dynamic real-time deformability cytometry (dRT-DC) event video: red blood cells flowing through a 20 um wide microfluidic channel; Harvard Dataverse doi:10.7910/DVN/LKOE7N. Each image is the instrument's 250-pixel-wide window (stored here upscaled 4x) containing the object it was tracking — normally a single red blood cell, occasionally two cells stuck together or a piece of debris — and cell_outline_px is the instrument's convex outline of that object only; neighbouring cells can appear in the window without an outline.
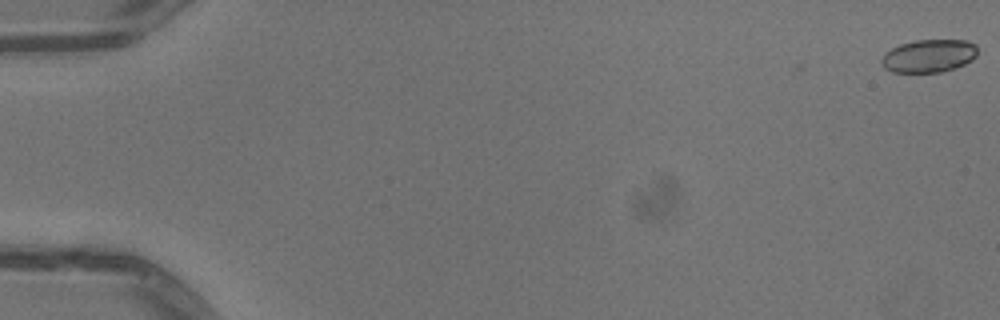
{"species": "common noctule bat (a hibernating species)", "species_latin": "Nyctalus noctula", "temperature_condition": "warm", "stored_images_in_passage": 52, "camera_frame_rate_fps": 3000, "um_per_image_px": 0.085, "animal": {"sex": "male", "body_mass_g": 13.3}, "frame": {"image": 1, "passage_image": 1, "time_ms": 0.0, "image_size_px": [1000, 320], "cell_outline_px": [[976, 56], [972, 60], [956, 68], [940, 72], [892, 72], [884, 68], [880, 64], [880, 60], [884, 52], [900, 44], [916, 40], [968, 40], [976, 44]], "centroid_in_image_um": [78.93, 4.75], "position_along_channel_um": 6.1, "area_um2": 18.61}}
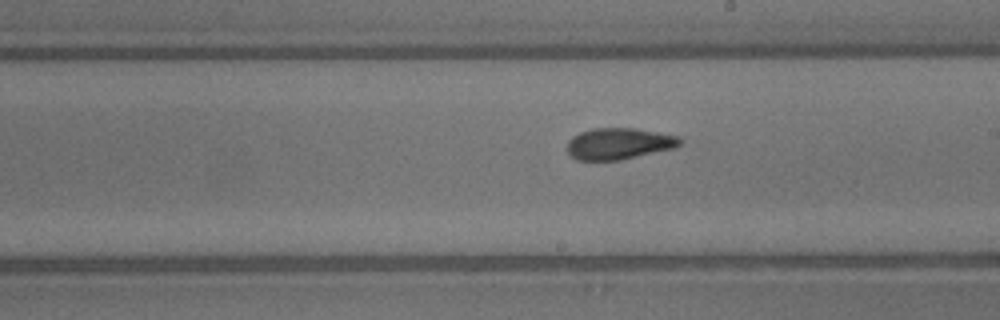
{"frame": {"image": 2, "passage_image": 31, "time_ms": 10.0, "image_size_px": [1000, 320], "cell_outline_px": [[684, 140], [676, 148], [620, 160], [576, 160], [568, 152], [568, 140], [572, 136], [580, 132], [592, 128], [636, 128], [680, 136]], "centroid_in_image_um": [52.64, 12.2], "position_along_channel_um": 236.4, "area_um2": 20.87}}
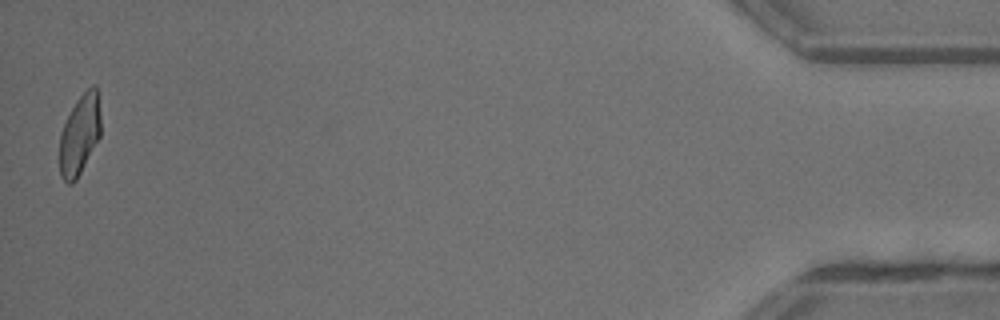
{"frame": {"image": 3, "passage_image": 52, "time_ms": 17.0, "image_size_px": [1000, 320], "cell_outline_px": [[100, 136], [76, 180], [72, 184], [68, 184], [60, 176], [60, 132], [76, 100], [92, 84], [96, 84], [100, 116]], "centroid_in_image_um": [6.77, 11.45], "position_along_channel_um": 428.4, "area_um2": 19.02}, "authors_computed_cell_mechanics": {"area_um2": 20.3167, "velocity_mm_per_s": 4.0708, "shape_relaxation_time_tau1_ms": 5.5214, "shape_relaxation_time_tau2_ms": 1.6738, "deformation_change_tau1": 0.1643, "deformation_change_tau2": 0.0886}}